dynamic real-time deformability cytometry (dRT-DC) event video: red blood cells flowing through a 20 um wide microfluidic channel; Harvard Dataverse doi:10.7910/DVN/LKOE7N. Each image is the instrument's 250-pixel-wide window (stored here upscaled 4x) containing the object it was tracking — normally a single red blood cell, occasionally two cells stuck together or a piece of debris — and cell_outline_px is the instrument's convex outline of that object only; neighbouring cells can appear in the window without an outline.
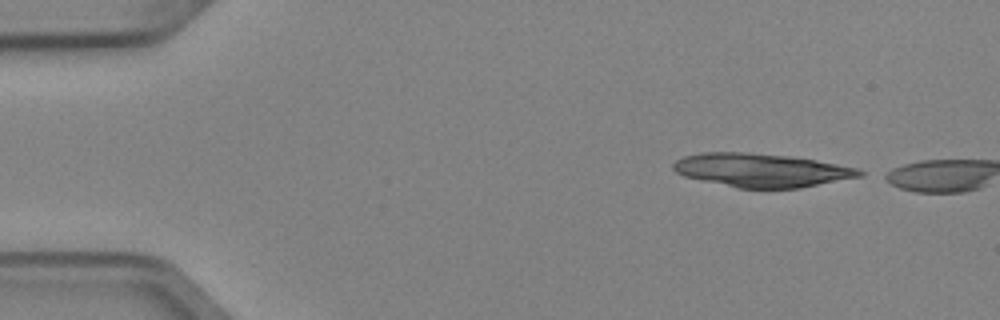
{"species": "Egyptian fruit bat (a non-hibernating species)", "species_latin": "Rousettus aegyptiacus", "temperature_condition": "cold", "stored_images_in_passage": 2, "camera_frame_rate_fps": 3000, "um_per_image_px": 0.085, "animal": {"sex": "female"}, "frame": {"image": 1, "passage_image": 1, "time_ms": 0.0, "image_size_px": [1000, 320], "cell_outline_px": [[864, 176], [800, 188], [740, 188], [684, 176], [676, 172], [672, 168], [672, 164], [676, 160], [684, 156], [704, 152], [744, 152], [788, 156], [816, 160], [856, 168], [864, 172]], "centroid_in_image_um": [64.73, 14.46], "position_along_channel_um": 20.3, "area_um2": 36.13}}